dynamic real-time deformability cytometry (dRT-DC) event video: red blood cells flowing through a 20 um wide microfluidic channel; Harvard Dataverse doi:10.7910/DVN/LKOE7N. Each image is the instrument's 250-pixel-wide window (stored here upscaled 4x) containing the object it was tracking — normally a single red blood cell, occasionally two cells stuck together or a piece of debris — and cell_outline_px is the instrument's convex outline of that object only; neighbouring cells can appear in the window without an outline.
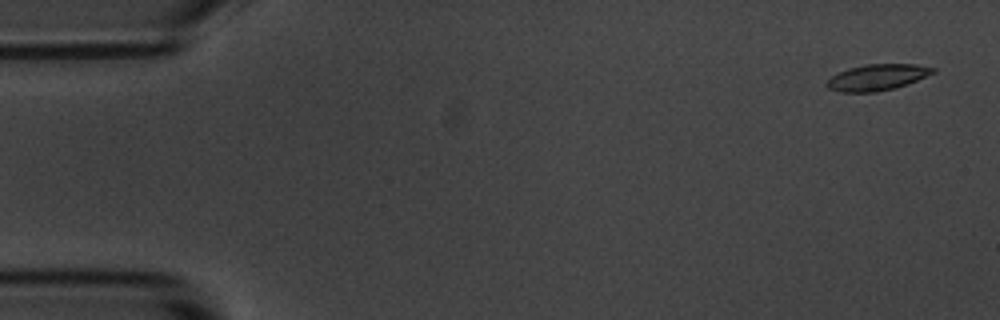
{"species": "common noctule bat (a hibernating species)", "species_latin": "Nyctalus noctula", "temperature_condition": "room temperature", "stored_images_in_passage": 3, "camera_frame_rate_fps": 3000, "um_per_image_px": 0.085, "animal": {"sex": "male", "body_mass_g": 20.1, "forearm_length_mm": 53.5}, "frame": {"image": 1, "passage_image": 1, "time_ms": 0.0, "image_size_px": [1000, 320], "cell_outline_px": [[936, 72], [908, 84], [896, 88], [876, 92], [840, 92], [828, 88], [824, 84], [832, 76], [848, 68], [864, 64], [916, 64], [936, 68]], "centroid_in_image_um": [74.58, 6.57], "position_along_channel_um": 10.4, "area_um2": 16.3}}